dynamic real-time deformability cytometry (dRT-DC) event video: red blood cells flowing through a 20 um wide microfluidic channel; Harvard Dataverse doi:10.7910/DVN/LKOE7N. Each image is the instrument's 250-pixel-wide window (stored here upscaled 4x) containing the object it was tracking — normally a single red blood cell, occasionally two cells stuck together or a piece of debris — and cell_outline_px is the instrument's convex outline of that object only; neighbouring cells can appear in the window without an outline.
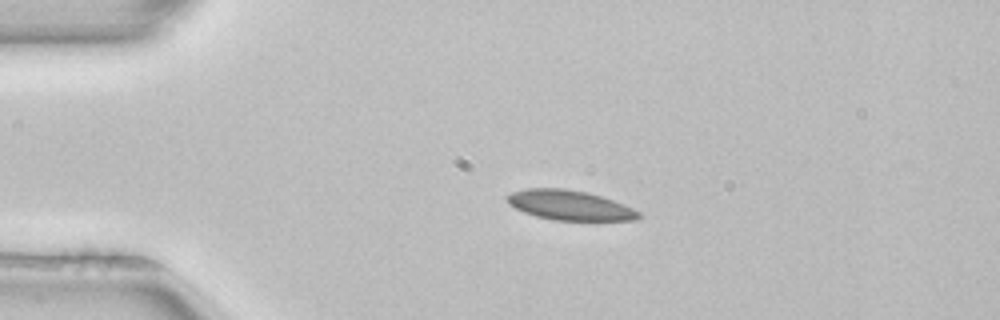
{"species": "common noctule bat (a hibernating species)", "species_latin": "Nyctalus noctula", "temperature_condition": "room temperature", "stored_images_in_passage": 41, "camera_frame_rate_fps": 3000, "um_per_image_px": 0.085, "animal": {"sex": "female", "body_mass_g": 22.7, "forearm_length_mm": 54.2}, "frame": {"image": 1, "passage_image": 1, "time_ms": 0.0, "image_size_px": [1000, 320], "cell_outline_px": [[640, 216], [636, 220], [552, 220], [536, 216], [524, 212], [508, 204], [504, 196], [512, 192], [524, 188], [564, 188], [588, 192], [624, 204], [640, 212]], "centroid_in_image_um": [48.38, 17.43], "position_along_channel_um": 36.6, "area_um2": 22.89}}
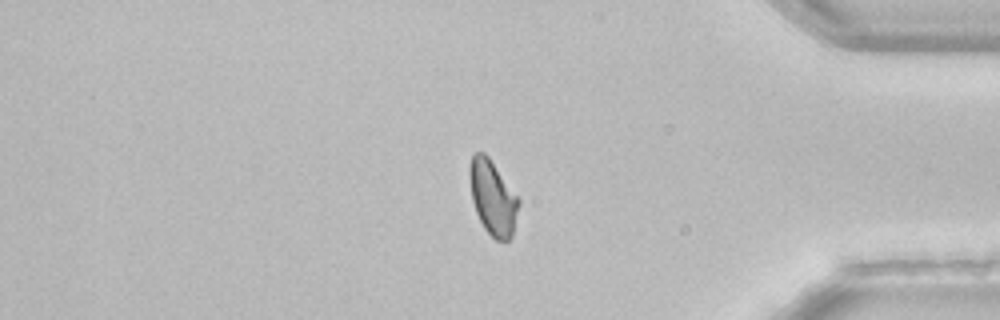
{"frame": {"image": 2, "passage_image": 33, "time_ms": 10.667, "image_size_px": [1000, 320], "cell_outline_px": [[520, 204], [512, 236], [508, 240], [496, 240], [484, 228], [476, 212], [472, 200], [468, 176], [468, 168], [472, 152], [484, 152], [488, 156], [520, 200]], "centroid_in_image_um": [41.86, 16.77], "position_along_channel_um": 393.3, "area_um2": 21.39}, "authors_computed_cell_mechanics": {"area_um2": 22.0796, "velocity_mm_per_s": 3.9635, "shape_relaxation_time_tau1_ms": null, "shape_relaxation_time_tau2_ms": 1.9542, "deformation_change_tau1": null, "deformation_change_tau2": 0.0745}}